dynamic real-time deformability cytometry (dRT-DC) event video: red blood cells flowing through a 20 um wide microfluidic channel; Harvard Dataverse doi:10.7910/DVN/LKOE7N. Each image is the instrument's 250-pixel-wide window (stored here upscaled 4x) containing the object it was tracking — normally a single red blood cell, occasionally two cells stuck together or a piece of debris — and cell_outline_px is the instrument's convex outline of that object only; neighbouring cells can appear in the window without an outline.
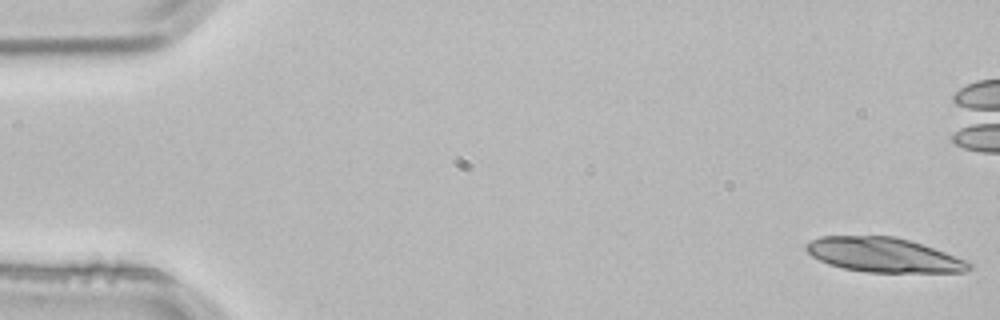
{"species": "common noctule bat (a hibernating species)", "species_latin": "Nyctalus noctula", "temperature_condition": "room temperature", "stored_images_in_passage": 3, "camera_frame_rate_fps": 3000, "um_per_image_px": 0.085, "animal": {"sex": "male", "body_mass_g": 21.5, "forearm_length_mm": 52.0}, "frame": {"image": 1, "passage_image": 1, "time_ms": 0.0, "image_size_px": [1000, 320], "cell_outline_px": [[976, 268], [964, 272], [864, 272], [844, 268], [828, 264], [812, 256], [804, 248], [804, 244], [820, 236], [892, 236], [908, 240], [968, 260]], "centroid_in_image_um": [75.12, 21.68], "position_along_channel_um": 9.9, "area_um2": 32.66}}